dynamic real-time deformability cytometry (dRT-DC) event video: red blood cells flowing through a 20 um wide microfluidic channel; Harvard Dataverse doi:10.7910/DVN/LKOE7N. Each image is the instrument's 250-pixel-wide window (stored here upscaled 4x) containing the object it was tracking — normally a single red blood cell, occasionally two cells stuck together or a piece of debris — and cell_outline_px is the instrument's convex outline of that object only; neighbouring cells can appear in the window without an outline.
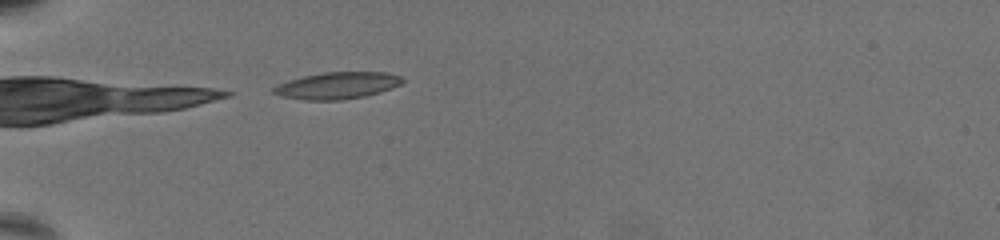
{"species": "common noctule bat (a hibernating species)", "species_latin": "Nyctalus noctula", "temperature_condition": "warm", "stored_images_in_passage": 45, "camera_frame_rate_fps": 3000, "um_per_image_px": 0.085, "animal": {"sex": "female", "body_mass_g": 19.5, "forearm_length_mm": 54.1}, "frame": {"image": 1, "passage_image": 1, "time_ms": 0.0, "image_size_px": [1000, 240], "cell_outline_px": [[404, 80], [400, 84], [392, 88], [380, 92], [364, 96], [340, 100], [304, 100], [284, 96], [272, 92], [272, 88], [288, 80], [304, 76], [324, 72], [384, 72], [400, 76]], "centroid_in_image_um": [28.68, 7.27], "position_along_channel_um": 56.3, "area_um2": 19.88}}
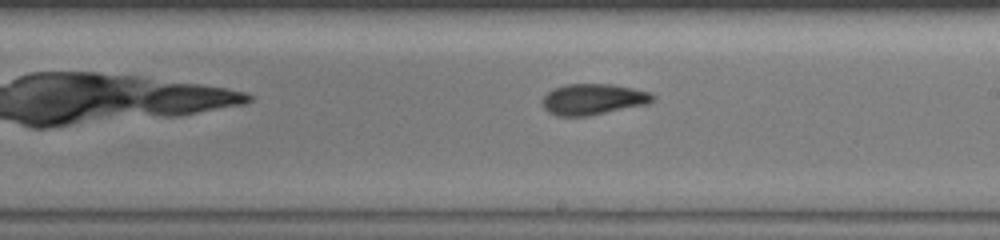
{"frame": {"image": 2, "passage_image": 20, "time_ms": 6.333, "image_size_px": [1000, 240], "cell_outline_px": [[656, 100], [648, 104], [588, 116], [556, 116], [548, 112], [544, 108], [544, 96], [548, 92], [556, 88], [568, 84], [612, 84], [652, 92], [656, 96]], "centroid_in_image_um": [50.48, 8.44], "position_along_channel_um": 238.5, "area_um2": 19.94}}
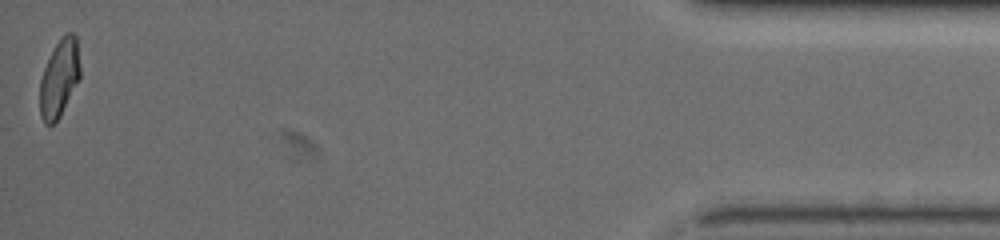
{"frame": {"image": 3, "passage_image": 45, "time_ms": 14.667, "image_size_px": [1000, 240], "cell_outline_px": [[80, 76], [60, 116], [52, 124], [44, 124], [40, 116], [40, 80], [44, 68], [56, 44], [64, 32], [72, 32], [76, 36], [80, 68]], "centroid_in_image_um": [5.04, 6.63], "position_along_channel_um": 430.2, "area_um2": 17.92}, "authors_computed_cell_mechanics": {"area_um2": 19.5364, "velocity_mm_per_s": 3.2193, "shape_relaxation_time_tau1_ms": 7.9741, "shape_relaxation_time_tau2_ms": 2.0705, "deformation_change_tau1": 0.1977, "deformation_change_tau2": 0.0861}}